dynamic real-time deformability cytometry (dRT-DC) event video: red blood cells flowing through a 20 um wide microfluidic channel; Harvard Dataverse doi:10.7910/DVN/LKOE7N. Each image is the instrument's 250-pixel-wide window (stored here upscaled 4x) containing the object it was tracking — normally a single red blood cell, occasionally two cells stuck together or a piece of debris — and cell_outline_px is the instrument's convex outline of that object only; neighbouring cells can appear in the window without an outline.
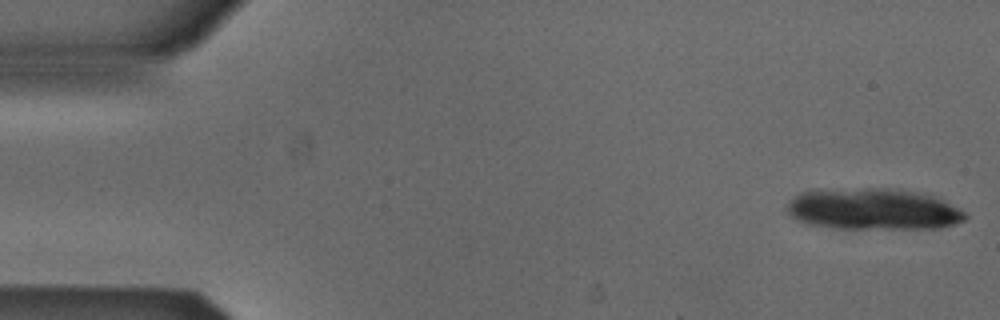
{"species": "Egyptian fruit bat (a non-hibernating species)", "species_latin": "Rousettus aegyptiacus", "temperature_condition": "cold", "stored_images_in_passage": 8, "camera_frame_rate_fps": 3000, "um_per_image_px": 0.085, "animal": {"sex": "male"}, "frame": {"image": 1, "passage_image": 1, "time_ms": 0.0, "image_size_px": [1000, 320], "cell_outline_px": [[968, 216], [964, 220], [956, 224], [940, 228], [832, 228], [804, 224], [796, 220], [788, 212], [788, 204], [800, 192], [912, 192], [932, 196], [964, 212]], "centroid_in_image_um": [74.24, 17.88], "position_along_channel_um": 10.8, "area_um2": 40.29}}